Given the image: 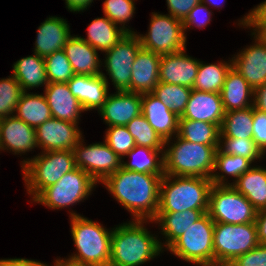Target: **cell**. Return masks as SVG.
<instances>
[{"label": "cell", "instance_id": "obj_37", "mask_svg": "<svg viewBox=\"0 0 266 266\" xmlns=\"http://www.w3.org/2000/svg\"><path fill=\"white\" fill-rule=\"evenodd\" d=\"M191 92L192 89L186 86L159 82L152 93L180 117L189 101Z\"/></svg>", "mask_w": 266, "mask_h": 266}, {"label": "cell", "instance_id": "obj_27", "mask_svg": "<svg viewBox=\"0 0 266 266\" xmlns=\"http://www.w3.org/2000/svg\"><path fill=\"white\" fill-rule=\"evenodd\" d=\"M220 95L225 112L253 106V88L233 67L226 74Z\"/></svg>", "mask_w": 266, "mask_h": 266}, {"label": "cell", "instance_id": "obj_2", "mask_svg": "<svg viewBox=\"0 0 266 266\" xmlns=\"http://www.w3.org/2000/svg\"><path fill=\"white\" fill-rule=\"evenodd\" d=\"M146 222L154 221L131 220L112 229L109 266H142L163 252L160 239L148 231Z\"/></svg>", "mask_w": 266, "mask_h": 266}, {"label": "cell", "instance_id": "obj_52", "mask_svg": "<svg viewBox=\"0 0 266 266\" xmlns=\"http://www.w3.org/2000/svg\"><path fill=\"white\" fill-rule=\"evenodd\" d=\"M92 2L93 0H65L66 8L71 12H83Z\"/></svg>", "mask_w": 266, "mask_h": 266}, {"label": "cell", "instance_id": "obj_33", "mask_svg": "<svg viewBox=\"0 0 266 266\" xmlns=\"http://www.w3.org/2000/svg\"><path fill=\"white\" fill-rule=\"evenodd\" d=\"M252 162L244 157L228 155L219 148L215 154L214 169L210 180L213 185H231L225 176L234 177V182L252 166ZM219 170L220 172H216ZM224 174V175H223Z\"/></svg>", "mask_w": 266, "mask_h": 266}, {"label": "cell", "instance_id": "obj_26", "mask_svg": "<svg viewBox=\"0 0 266 266\" xmlns=\"http://www.w3.org/2000/svg\"><path fill=\"white\" fill-rule=\"evenodd\" d=\"M207 210H186L182 212H157L154 223L159 224L165 243L159 241L162 250H166L177 238L199 220ZM165 247V248H164Z\"/></svg>", "mask_w": 266, "mask_h": 266}, {"label": "cell", "instance_id": "obj_15", "mask_svg": "<svg viewBox=\"0 0 266 266\" xmlns=\"http://www.w3.org/2000/svg\"><path fill=\"white\" fill-rule=\"evenodd\" d=\"M141 102L142 94L116 91L114 94H108L98 113L108 127L126 126L134 117L142 113Z\"/></svg>", "mask_w": 266, "mask_h": 266}, {"label": "cell", "instance_id": "obj_30", "mask_svg": "<svg viewBox=\"0 0 266 266\" xmlns=\"http://www.w3.org/2000/svg\"><path fill=\"white\" fill-rule=\"evenodd\" d=\"M127 34L106 16L92 20L88 25L87 38L81 37L96 50L105 53Z\"/></svg>", "mask_w": 266, "mask_h": 266}, {"label": "cell", "instance_id": "obj_49", "mask_svg": "<svg viewBox=\"0 0 266 266\" xmlns=\"http://www.w3.org/2000/svg\"><path fill=\"white\" fill-rule=\"evenodd\" d=\"M253 108L266 113V83L253 89Z\"/></svg>", "mask_w": 266, "mask_h": 266}, {"label": "cell", "instance_id": "obj_11", "mask_svg": "<svg viewBox=\"0 0 266 266\" xmlns=\"http://www.w3.org/2000/svg\"><path fill=\"white\" fill-rule=\"evenodd\" d=\"M141 47L163 55L186 48V34L182 21L171 15L152 12L148 33L137 34Z\"/></svg>", "mask_w": 266, "mask_h": 266}, {"label": "cell", "instance_id": "obj_3", "mask_svg": "<svg viewBox=\"0 0 266 266\" xmlns=\"http://www.w3.org/2000/svg\"><path fill=\"white\" fill-rule=\"evenodd\" d=\"M69 213L70 232L77 253L65 259L83 266H109L112 229L73 210Z\"/></svg>", "mask_w": 266, "mask_h": 266}, {"label": "cell", "instance_id": "obj_29", "mask_svg": "<svg viewBox=\"0 0 266 266\" xmlns=\"http://www.w3.org/2000/svg\"><path fill=\"white\" fill-rule=\"evenodd\" d=\"M12 75L21 85L23 92L48 85L45 60L34 52V55L23 57L13 64Z\"/></svg>", "mask_w": 266, "mask_h": 266}, {"label": "cell", "instance_id": "obj_4", "mask_svg": "<svg viewBox=\"0 0 266 266\" xmlns=\"http://www.w3.org/2000/svg\"><path fill=\"white\" fill-rule=\"evenodd\" d=\"M174 138V141L173 139L165 141L164 174L210 179L219 145L192 143L178 135Z\"/></svg>", "mask_w": 266, "mask_h": 266}, {"label": "cell", "instance_id": "obj_25", "mask_svg": "<svg viewBox=\"0 0 266 266\" xmlns=\"http://www.w3.org/2000/svg\"><path fill=\"white\" fill-rule=\"evenodd\" d=\"M63 50L75 75H101L102 62L98 51L85 42L81 36H71Z\"/></svg>", "mask_w": 266, "mask_h": 266}, {"label": "cell", "instance_id": "obj_22", "mask_svg": "<svg viewBox=\"0 0 266 266\" xmlns=\"http://www.w3.org/2000/svg\"><path fill=\"white\" fill-rule=\"evenodd\" d=\"M161 55L141 48L132 65L130 92L151 93L159 83Z\"/></svg>", "mask_w": 266, "mask_h": 266}, {"label": "cell", "instance_id": "obj_12", "mask_svg": "<svg viewBox=\"0 0 266 266\" xmlns=\"http://www.w3.org/2000/svg\"><path fill=\"white\" fill-rule=\"evenodd\" d=\"M141 48L140 39L135 32L127 33L105 52V60L102 62L116 91H130L132 65Z\"/></svg>", "mask_w": 266, "mask_h": 266}, {"label": "cell", "instance_id": "obj_46", "mask_svg": "<svg viewBox=\"0 0 266 266\" xmlns=\"http://www.w3.org/2000/svg\"><path fill=\"white\" fill-rule=\"evenodd\" d=\"M253 140L261 151L266 153V113L254 109L253 115Z\"/></svg>", "mask_w": 266, "mask_h": 266}, {"label": "cell", "instance_id": "obj_20", "mask_svg": "<svg viewBox=\"0 0 266 266\" xmlns=\"http://www.w3.org/2000/svg\"><path fill=\"white\" fill-rule=\"evenodd\" d=\"M141 110V114L164 142L178 135L180 117L152 92L142 94Z\"/></svg>", "mask_w": 266, "mask_h": 266}, {"label": "cell", "instance_id": "obj_23", "mask_svg": "<svg viewBox=\"0 0 266 266\" xmlns=\"http://www.w3.org/2000/svg\"><path fill=\"white\" fill-rule=\"evenodd\" d=\"M44 95L52 118L79 123L80 114L85 110L73 96L67 83H48L44 89Z\"/></svg>", "mask_w": 266, "mask_h": 266}, {"label": "cell", "instance_id": "obj_19", "mask_svg": "<svg viewBox=\"0 0 266 266\" xmlns=\"http://www.w3.org/2000/svg\"><path fill=\"white\" fill-rule=\"evenodd\" d=\"M0 147L16 154H25L37 146L36 129L15 115L0 119Z\"/></svg>", "mask_w": 266, "mask_h": 266}, {"label": "cell", "instance_id": "obj_35", "mask_svg": "<svg viewBox=\"0 0 266 266\" xmlns=\"http://www.w3.org/2000/svg\"><path fill=\"white\" fill-rule=\"evenodd\" d=\"M178 136L192 143L219 145L220 127L204 121L179 119Z\"/></svg>", "mask_w": 266, "mask_h": 266}, {"label": "cell", "instance_id": "obj_39", "mask_svg": "<svg viewBox=\"0 0 266 266\" xmlns=\"http://www.w3.org/2000/svg\"><path fill=\"white\" fill-rule=\"evenodd\" d=\"M219 149L228 155H236L250 160L252 163L265 155L253 139L220 137Z\"/></svg>", "mask_w": 266, "mask_h": 266}, {"label": "cell", "instance_id": "obj_5", "mask_svg": "<svg viewBox=\"0 0 266 266\" xmlns=\"http://www.w3.org/2000/svg\"><path fill=\"white\" fill-rule=\"evenodd\" d=\"M212 185L209 178L164 174L160 181L158 212L208 210Z\"/></svg>", "mask_w": 266, "mask_h": 266}, {"label": "cell", "instance_id": "obj_18", "mask_svg": "<svg viewBox=\"0 0 266 266\" xmlns=\"http://www.w3.org/2000/svg\"><path fill=\"white\" fill-rule=\"evenodd\" d=\"M108 78L101 75H74L67 85L74 97L81 103L85 111L99 110L109 94Z\"/></svg>", "mask_w": 266, "mask_h": 266}, {"label": "cell", "instance_id": "obj_47", "mask_svg": "<svg viewBox=\"0 0 266 266\" xmlns=\"http://www.w3.org/2000/svg\"><path fill=\"white\" fill-rule=\"evenodd\" d=\"M166 2L169 15L183 22L201 0H166Z\"/></svg>", "mask_w": 266, "mask_h": 266}, {"label": "cell", "instance_id": "obj_17", "mask_svg": "<svg viewBox=\"0 0 266 266\" xmlns=\"http://www.w3.org/2000/svg\"><path fill=\"white\" fill-rule=\"evenodd\" d=\"M199 62L186 54V48L176 53L163 54L160 58L159 82L193 89Z\"/></svg>", "mask_w": 266, "mask_h": 266}, {"label": "cell", "instance_id": "obj_24", "mask_svg": "<svg viewBox=\"0 0 266 266\" xmlns=\"http://www.w3.org/2000/svg\"><path fill=\"white\" fill-rule=\"evenodd\" d=\"M71 36L66 19L50 16L38 27L34 52L45 58L56 51L63 50Z\"/></svg>", "mask_w": 266, "mask_h": 266}, {"label": "cell", "instance_id": "obj_13", "mask_svg": "<svg viewBox=\"0 0 266 266\" xmlns=\"http://www.w3.org/2000/svg\"><path fill=\"white\" fill-rule=\"evenodd\" d=\"M84 139L72 149L76 167L89 174L98 184L122 167V159L106 144L85 146Z\"/></svg>", "mask_w": 266, "mask_h": 266}, {"label": "cell", "instance_id": "obj_48", "mask_svg": "<svg viewBox=\"0 0 266 266\" xmlns=\"http://www.w3.org/2000/svg\"><path fill=\"white\" fill-rule=\"evenodd\" d=\"M238 21V25L245 28L248 27V23H266V0L251 9L246 16Z\"/></svg>", "mask_w": 266, "mask_h": 266}, {"label": "cell", "instance_id": "obj_32", "mask_svg": "<svg viewBox=\"0 0 266 266\" xmlns=\"http://www.w3.org/2000/svg\"><path fill=\"white\" fill-rule=\"evenodd\" d=\"M126 156L132 161L122 160V167L125 170L164 175V149H151L136 145Z\"/></svg>", "mask_w": 266, "mask_h": 266}, {"label": "cell", "instance_id": "obj_44", "mask_svg": "<svg viewBox=\"0 0 266 266\" xmlns=\"http://www.w3.org/2000/svg\"><path fill=\"white\" fill-rule=\"evenodd\" d=\"M202 2L198 3L184 19L183 27L184 33L193 27L204 28L212 20V11Z\"/></svg>", "mask_w": 266, "mask_h": 266}, {"label": "cell", "instance_id": "obj_45", "mask_svg": "<svg viewBox=\"0 0 266 266\" xmlns=\"http://www.w3.org/2000/svg\"><path fill=\"white\" fill-rule=\"evenodd\" d=\"M233 266H266V244H259L231 262Z\"/></svg>", "mask_w": 266, "mask_h": 266}, {"label": "cell", "instance_id": "obj_34", "mask_svg": "<svg viewBox=\"0 0 266 266\" xmlns=\"http://www.w3.org/2000/svg\"><path fill=\"white\" fill-rule=\"evenodd\" d=\"M231 67L232 58L228 62L220 61L218 64H205L203 61H200L193 89L220 94L226 74Z\"/></svg>", "mask_w": 266, "mask_h": 266}, {"label": "cell", "instance_id": "obj_6", "mask_svg": "<svg viewBox=\"0 0 266 266\" xmlns=\"http://www.w3.org/2000/svg\"><path fill=\"white\" fill-rule=\"evenodd\" d=\"M21 162L23 180L32 200L43 189L54 185L64 174L76 168L73 150L41 152Z\"/></svg>", "mask_w": 266, "mask_h": 266}, {"label": "cell", "instance_id": "obj_16", "mask_svg": "<svg viewBox=\"0 0 266 266\" xmlns=\"http://www.w3.org/2000/svg\"><path fill=\"white\" fill-rule=\"evenodd\" d=\"M251 35L255 43L233 55L232 67L254 89L266 83V44L253 33Z\"/></svg>", "mask_w": 266, "mask_h": 266}, {"label": "cell", "instance_id": "obj_40", "mask_svg": "<svg viewBox=\"0 0 266 266\" xmlns=\"http://www.w3.org/2000/svg\"><path fill=\"white\" fill-rule=\"evenodd\" d=\"M44 60L48 83H67L75 75L64 50L56 51Z\"/></svg>", "mask_w": 266, "mask_h": 266}, {"label": "cell", "instance_id": "obj_56", "mask_svg": "<svg viewBox=\"0 0 266 266\" xmlns=\"http://www.w3.org/2000/svg\"><path fill=\"white\" fill-rule=\"evenodd\" d=\"M221 266H233L231 263H228V264H224V265H221Z\"/></svg>", "mask_w": 266, "mask_h": 266}, {"label": "cell", "instance_id": "obj_28", "mask_svg": "<svg viewBox=\"0 0 266 266\" xmlns=\"http://www.w3.org/2000/svg\"><path fill=\"white\" fill-rule=\"evenodd\" d=\"M231 185L259 211L266 209V167L253 166Z\"/></svg>", "mask_w": 266, "mask_h": 266}, {"label": "cell", "instance_id": "obj_43", "mask_svg": "<svg viewBox=\"0 0 266 266\" xmlns=\"http://www.w3.org/2000/svg\"><path fill=\"white\" fill-rule=\"evenodd\" d=\"M105 134L104 141L122 160L136 146L126 126H109Z\"/></svg>", "mask_w": 266, "mask_h": 266}, {"label": "cell", "instance_id": "obj_51", "mask_svg": "<svg viewBox=\"0 0 266 266\" xmlns=\"http://www.w3.org/2000/svg\"><path fill=\"white\" fill-rule=\"evenodd\" d=\"M0 266H49L48 264L25 258L0 259Z\"/></svg>", "mask_w": 266, "mask_h": 266}, {"label": "cell", "instance_id": "obj_55", "mask_svg": "<svg viewBox=\"0 0 266 266\" xmlns=\"http://www.w3.org/2000/svg\"><path fill=\"white\" fill-rule=\"evenodd\" d=\"M220 1V0H219ZM218 0H201V2L203 3V4H205L207 7L210 5V7L212 6V7H216V8H222V6H221V4L225 1V0H222L221 2V4H219L220 2H219Z\"/></svg>", "mask_w": 266, "mask_h": 266}, {"label": "cell", "instance_id": "obj_21", "mask_svg": "<svg viewBox=\"0 0 266 266\" xmlns=\"http://www.w3.org/2000/svg\"><path fill=\"white\" fill-rule=\"evenodd\" d=\"M225 110L219 93L192 89L189 101L179 119L213 123L221 127Z\"/></svg>", "mask_w": 266, "mask_h": 266}, {"label": "cell", "instance_id": "obj_54", "mask_svg": "<svg viewBox=\"0 0 266 266\" xmlns=\"http://www.w3.org/2000/svg\"><path fill=\"white\" fill-rule=\"evenodd\" d=\"M52 266H83V265L73 263V262H71L67 259H64V258H62V259L57 258Z\"/></svg>", "mask_w": 266, "mask_h": 266}, {"label": "cell", "instance_id": "obj_53", "mask_svg": "<svg viewBox=\"0 0 266 266\" xmlns=\"http://www.w3.org/2000/svg\"><path fill=\"white\" fill-rule=\"evenodd\" d=\"M247 28H253L252 33L266 44V23H248Z\"/></svg>", "mask_w": 266, "mask_h": 266}, {"label": "cell", "instance_id": "obj_41", "mask_svg": "<svg viewBox=\"0 0 266 266\" xmlns=\"http://www.w3.org/2000/svg\"><path fill=\"white\" fill-rule=\"evenodd\" d=\"M135 9V0H105L103 3L104 15L127 33H135L125 25L133 18Z\"/></svg>", "mask_w": 266, "mask_h": 266}, {"label": "cell", "instance_id": "obj_42", "mask_svg": "<svg viewBox=\"0 0 266 266\" xmlns=\"http://www.w3.org/2000/svg\"><path fill=\"white\" fill-rule=\"evenodd\" d=\"M8 77L0 80V119L15 114L16 106L23 93L15 77L13 75Z\"/></svg>", "mask_w": 266, "mask_h": 266}, {"label": "cell", "instance_id": "obj_38", "mask_svg": "<svg viewBox=\"0 0 266 266\" xmlns=\"http://www.w3.org/2000/svg\"><path fill=\"white\" fill-rule=\"evenodd\" d=\"M126 128L134 138L137 146L149 147L151 149H164L165 142L142 114L134 117L126 125Z\"/></svg>", "mask_w": 266, "mask_h": 266}, {"label": "cell", "instance_id": "obj_31", "mask_svg": "<svg viewBox=\"0 0 266 266\" xmlns=\"http://www.w3.org/2000/svg\"><path fill=\"white\" fill-rule=\"evenodd\" d=\"M14 115L35 129L52 118L45 95L33 92L21 94Z\"/></svg>", "mask_w": 266, "mask_h": 266}, {"label": "cell", "instance_id": "obj_8", "mask_svg": "<svg viewBox=\"0 0 266 266\" xmlns=\"http://www.w3.org/2000/svg\"><path fill=\"white\" fill-rule=\"evenodd\" d=\"M258 245L255 222L235 225L215 222L213 232L214 266L231 263Z\"/></svg>", "mask_w": 266, "mask_h": 266}, {"label": "cell", "instance_id": "obj_50", "mask_svg": "<svg viewBox=\"0 0 266 266\" xmlns=\"http://www.w3.org/2000/svg\"><path fill=\"white\" fill-rule=\"evenodd\" d=\"M255 224L259 244H266V209L257 211Z\"/></svg>", "mask_w": 266, "mask_h": 266}, {"label": "cell", "instance_id": "obj_10", "mask_svg": "<svg viewBox=\"0 0 266 266\" xmlns=\"http://www.w3.org/2000/svg\"><path fill=\"white\" fill-rule=\"evenodd\" d=\"M207 213L214 222L235 225L255 222L257 210L232 185H212Z\"/></svg>", "mask_w": 266, "mask_h": 266}, {"label": "cell", "instance_id": "obj_36", "mask_svg": "<svg viewBox=\"0 0 266 266\" xmlns=\"http://www.w3.org/2000/svg\"><path fill=\"white\" fill-rule=\"evenodd\" d=\"M253 106L225 112L221 127L220 137L253 139Z\"/></svg>", "mask_w": 266, "mask_h": 266}, {"label": "cell", "instance_id": "obj_9", "mask_svg": "<svg viewBox=\"0 0 266 266\" xmlns=\"http://www.w3.org/2000/svg\"><path fill=\"white\" fill-rule=\"evenodd\" d=\"M97 182L85 171L76 167L54 185L43 189L32 201L58 210L69 208L87 199Z\"/></svg>", "mask_w": 266, "mask_h": 266}, {"label": "cell", "instance_id": "obj_14", "mask_svg": "<svg viewBox=\"0 0 266 266\" xmlns=\"http://www.w3.org/2000/svg\"><path fill=\"white\" fill-rule=\"evenodd\" d=\"M83 138L78 124L51 118L36 128V142L42 152L72 150Z\"/></svg>", "mask_w": 266, "mask_h": 266}, {"label": "cell", "instance_id": "obj_1", "mask_svg": "<svg viewBox=\"0 0 266 266\" xmlns=\"http://www.w3.org/2000/svg\"><path fill=\"white\" fill-rule=\"evenodd\" d=\"M162 177L121 167L102 184L117 202L132 213L133 220H154L159 209Z\"/></svg>", "mask_w": 266, "mask_h": 266}, {"label": "cell", "instance_id": "obj_7", "mask_svg": "<svg viewBox=\"0 0 266 266\" xmlns=\"http://www.w3.org/2000/svg\"><path fill=\"white\" fill-rule=\"evenodd\" d=\"M214 224L206 212L166 250L179 259L197 266H214Z\"/></svg>", "mask_w": 266, "mask_h": 266}]
</instances>
